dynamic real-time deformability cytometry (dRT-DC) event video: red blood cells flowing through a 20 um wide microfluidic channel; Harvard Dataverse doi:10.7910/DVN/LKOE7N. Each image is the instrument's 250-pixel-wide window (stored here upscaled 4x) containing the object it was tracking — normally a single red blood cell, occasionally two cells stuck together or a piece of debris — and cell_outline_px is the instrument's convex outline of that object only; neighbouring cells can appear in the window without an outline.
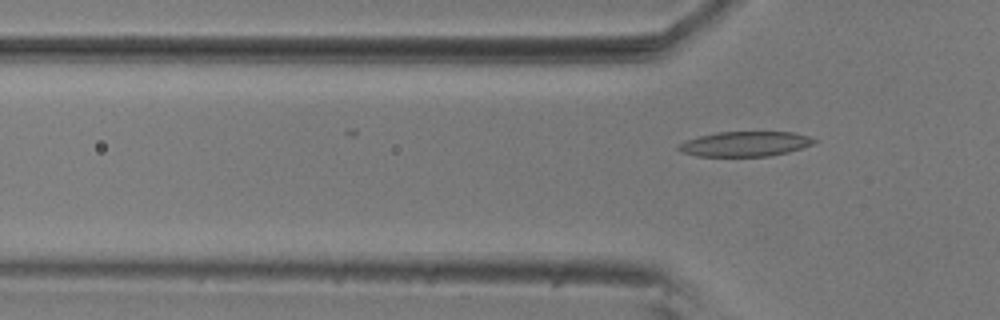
{"species": "common noctule bat (a hibernating species)", "species_latin": "Nyctalus noctula", "temperature_condition": "room temperature", "stored_images_in_passage": 17, "camera_frame_rate_fps": 3000, "um_per_image_px": 0.085, "animal": {"sex": "male", "body_mass_g": 20.5, "forearm_length_mm": 52.5}, "frame": {"image": 1, "passage_image": 17, "time_ms": 5.333, "image_size_px": [1000, 320], "cell_outline_px": [[820, 140], [812, 144], [788, 152], [768, 156], [696, 156], [680, 152], [676, 148], [680, 144], [688, 140], [700, 136], [716, 132], [792, 132], [808, 136]], "centroid_in_image_um": [63.33, 12.23], "position_along_channel_um": 62.5, "area_um2": 19.59}}